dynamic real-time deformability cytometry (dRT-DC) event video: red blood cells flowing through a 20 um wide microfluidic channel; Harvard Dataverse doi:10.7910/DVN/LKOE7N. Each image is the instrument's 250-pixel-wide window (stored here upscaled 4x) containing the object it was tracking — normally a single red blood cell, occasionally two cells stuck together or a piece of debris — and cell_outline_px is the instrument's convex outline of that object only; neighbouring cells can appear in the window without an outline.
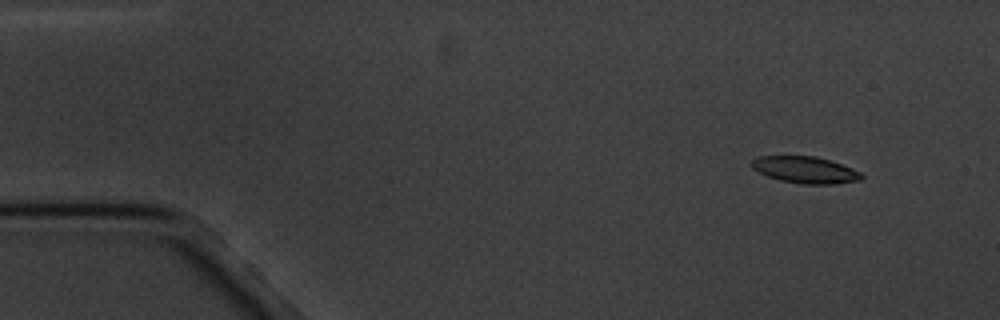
{"species": "common noctule bat (a hibernating species)", "species_latin": "Nyctalus noctula", "temperature_condition": "cold", "stored_images_in_passage": 17, "camera_frame_rate_fps": 3000, "um_per_image_px": 0.085, "animal": {"sex": "male", "body_mass_g": 20.1, "forearm_length_mm": 53.5}, "frame": {"image": 1, "passage_image": 2, "time_ms": 1.333, "image_size_px": [1000, 320], "cell_outline_px": [[864, 176], [860, 180], [832, 184], [804, 184], [780, 180], [768, 176], [752, 168], [752, 160], [756, 156], [816, 156], [832, 160], [852, 168], [860, 172]], "centroid_in_image_um": [68.46, 14.43], "position_along_channel_um": 16.5, "area_um2": 17.05}}
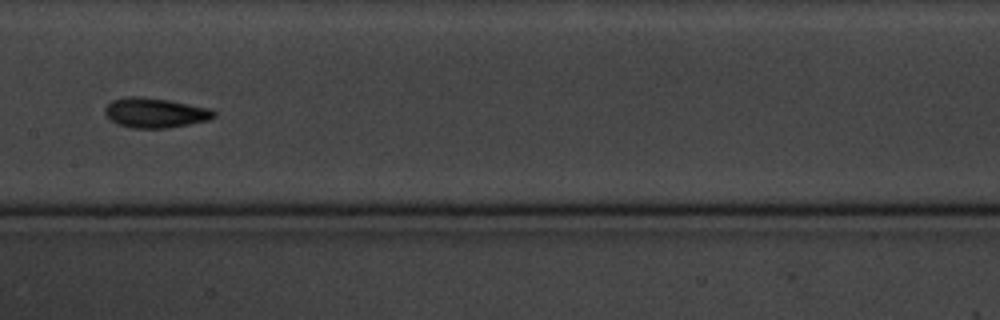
{"frame": {"image": 2, "passage_image": 9, "time_ms": 9.333, "image_size_px": [1000, 320], "cell_outline_px": [[216, 116], [208, 120], [168, 128], [132, 128], [116, 124], [104, 112], [104, 108], [112, 100], [128, 96], [136, 96], [168, 100], [212, 108], [216, 112]], "centroid_in_image_um": [13.2, 9.59], "position_along_channel_um": 194.2, "area_um2": 18.96}}
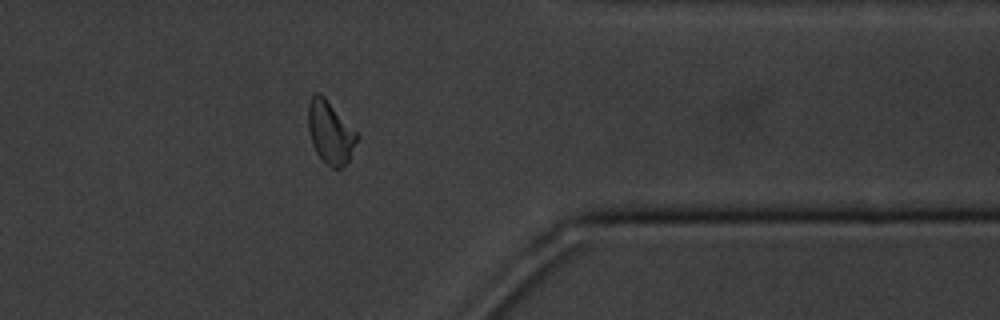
{"frame": {"image": 3, "passage_image": 14, "time_ms": 15.333, "image_size_px": [1000, 320], "cell_outline_px": [[360, 136], [348, 160], [340, 168], [332, 168], [316, 152], [312, 144], [308, 128], [308, 104], [312, 96], [316, 92], [324, 96]], "centroid_in_image_um": [28.07, 11.23], "position_along_channel_um": 383.3, "area_um2": 17.51}, "authors_computed_cell_mechanics": {"area_um2": 17.6868, "velocity_mm_per_s": 3.3678, "shape_relaxation_time_tau1_ms": 2.2019, "shape_relaxation_time_tau2_ms": 1.9811, "deformation_change_tau1": 0.0886, "deformation_change_tau2": 0.0691}}